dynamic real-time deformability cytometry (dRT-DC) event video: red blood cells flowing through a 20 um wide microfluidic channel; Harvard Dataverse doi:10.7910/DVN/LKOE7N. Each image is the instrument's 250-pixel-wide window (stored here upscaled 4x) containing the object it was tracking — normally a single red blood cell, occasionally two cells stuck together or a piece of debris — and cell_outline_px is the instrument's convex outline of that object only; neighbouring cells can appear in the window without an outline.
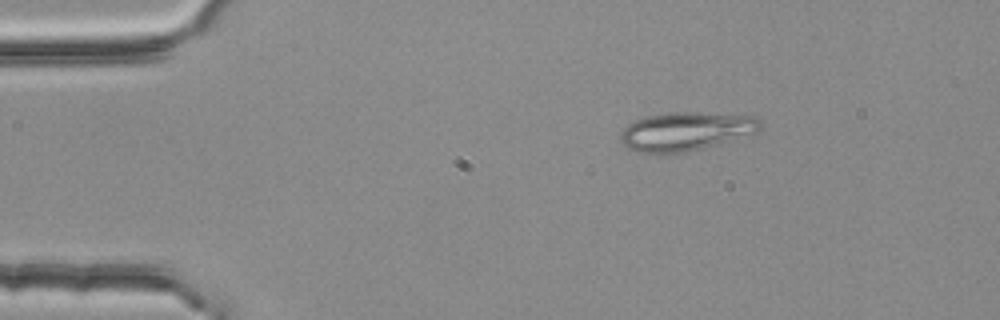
{"species": "common noctule bat (a hibernating species)", "species_latin": "Nyctalus noctula", "temperature_condition": "room temperature", "stored_images_in_passage": 4, "camera_frame_rate_fps": 3000, "um_per_image_px": 0.085, "animal": {"sex": "female", "body_mass_g": 25.1}, "frame": {"image": 1, "passage_image": 4, "time_ms": 1.0, "image_size_px": [1000, 320], "cell_outline_px": [[764, 124], [760, 132], [700, 148], [684, 152], [660, 156], [636, 152], [620, 144], [620, 132], [628, 124], [636, 120], [648, 116], [668, 112], [700, 112], [756, 116]], "centroid_in_image_um": [58.27, 11.18], "position_along_channel_um": 26.7, "area_um2": 32.14}}